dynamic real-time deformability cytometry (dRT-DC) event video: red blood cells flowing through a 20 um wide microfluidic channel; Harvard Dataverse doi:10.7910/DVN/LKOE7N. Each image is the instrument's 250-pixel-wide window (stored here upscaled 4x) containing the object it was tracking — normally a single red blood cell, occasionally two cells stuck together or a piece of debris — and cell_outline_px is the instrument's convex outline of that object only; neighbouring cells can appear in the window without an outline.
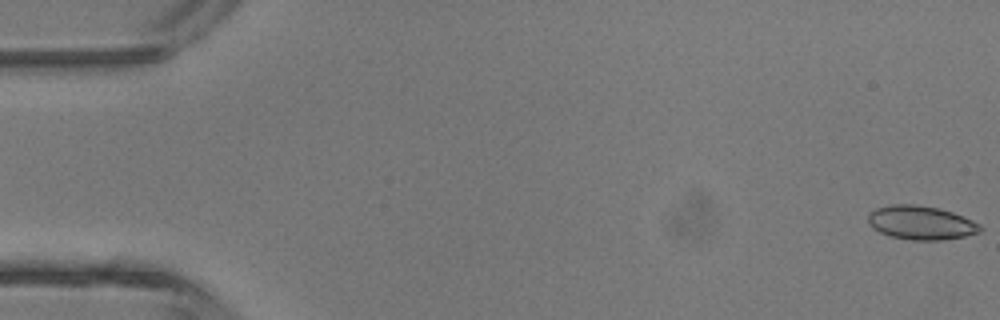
{"species": "common noctule bat (a hibernating species)", "species_latin": "Nyctalus noctula", "temperature_condition": "room temperature", "stored_images_in_passage": 5, "camera_frame_rate_fps": 3000, "um_per_image_px": 0.085, "animal": {"sex": "male", "body_mass_g": 13.3}, "frame": {"image": 1, "passage_image": 1, "time_ms": 0.0, "image_size_px": [1000, 320], "cell_outline_px": [[984, 228], [980, 232], [964, 236], [940, 240], [912, 240], [888, 236], [872, 228], [868, 224], [868, 212], [876, 208], [892, 204], [912, 204], [940, 208], [964, 216], [980, 224]], "centroid_in_image_um": [78.27, 18.93], "position_along_channel_um": 6.7, "area_um2": 22.31}}
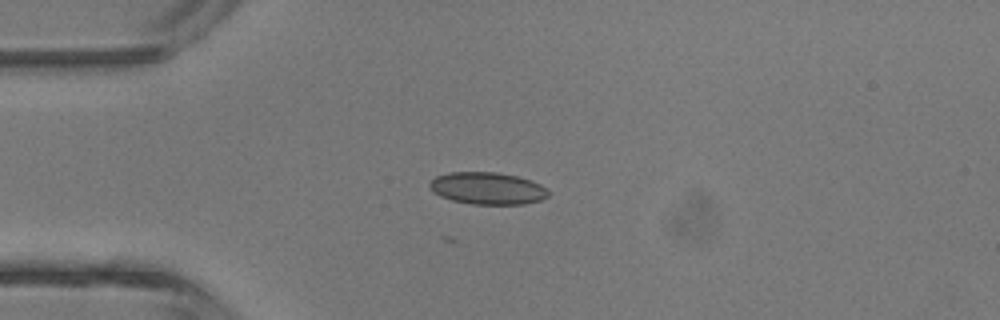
{"frame": {"image": 2, "passage_image": 4, "time_ms": 3.667, "image_size_px": [1000, 320], "cell_outline_px": [[548, 196], [540, 200], [524, 204], [472, 204], [452, 200], [440, 196], [432, 192], [428, 184], [436, 176], [448, 172], [496, 172], [516, 176], [532, 180], [540, 184], [548, 192]], "centroid_in_image_um": [41.4, 16.0], "position_along_channel_um": 43.6, "area_um2": 22.2}}